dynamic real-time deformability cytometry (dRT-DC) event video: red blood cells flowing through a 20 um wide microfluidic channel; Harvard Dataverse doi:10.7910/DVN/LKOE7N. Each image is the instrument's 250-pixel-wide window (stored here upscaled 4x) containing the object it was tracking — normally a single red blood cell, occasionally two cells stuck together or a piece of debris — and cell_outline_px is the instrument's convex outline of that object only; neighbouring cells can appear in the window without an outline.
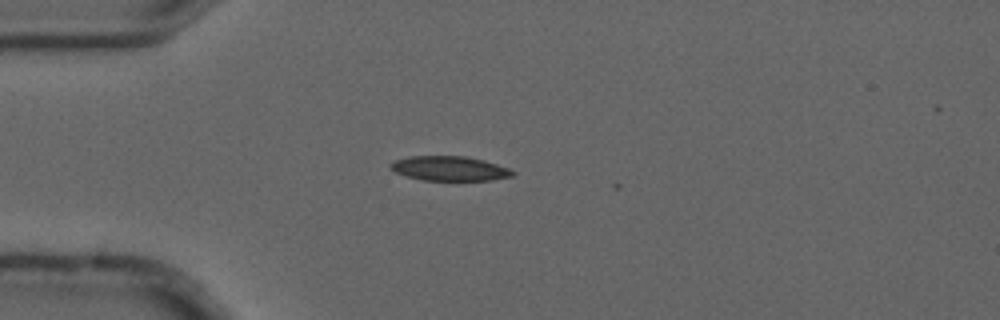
{"species": "common noctule bat (a hibernating species)", "species_latin": "Nyctalus noctula", "temperature_condition": "cold", "stored_images_in_passage": 5, "camera_frame_rate_fps": 3000, "um_per_image_px": 0.085, "animal": {"sex": "male", "forearm_length_mm": 52.5}, "frame": {"image": 1, "passage_image": 4, "time_ms": 1.0, "image_size_px": [1000, 320], "cell_outline_px": [[516, 172], [512, 176], [492, 180], [424, 180], [408, 176], [396, 172], [388, 164], [396, 160], [408, 156], [464, 156], [484, 160], [508, 168]], "centroid_in_image_um": [38.23, 14.31], "position_along_channel_um": 46.8, "area_um2": 17.28}}